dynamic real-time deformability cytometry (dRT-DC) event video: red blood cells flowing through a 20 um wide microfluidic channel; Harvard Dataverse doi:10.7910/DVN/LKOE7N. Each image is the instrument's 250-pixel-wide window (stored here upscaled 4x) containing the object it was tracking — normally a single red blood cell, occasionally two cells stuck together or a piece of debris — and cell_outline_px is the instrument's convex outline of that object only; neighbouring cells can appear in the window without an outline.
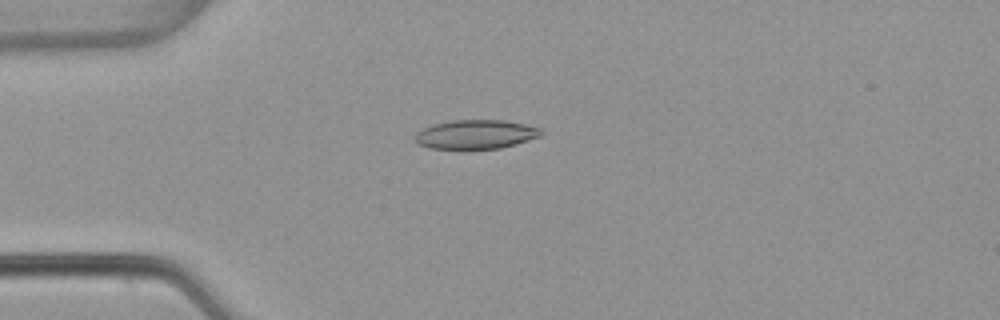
{"species": "common noctule bat (a hibernating species)", "species_latin": "Nyctalus noctula", "temperature_condition": "warm", "stored_images_in_passage": 6, "camera_frame_rate_fps": 3000, "um_per_image_px": 0.085, "animal": {"sex": "female", "body_mass_g": 22.7, "forearm_length_mm": 54.2}, "frame": {"image": 1, "passage_image": 4, "time_ms": 1.0, "image_size_px": [1000, 320], "cell_outline_px": [[544, 132], [540, 136], [516, 144], [500, 148], [428, 148], [420, 144], [412, 136], [416, 132], [432, 124], [452, 120], [504, 120], [524, 124], [540, 128]], "centroid_in_image_um": [40.43, 11.41], "position_along_channel_um": 44.6, "area_um2": 21.21}}
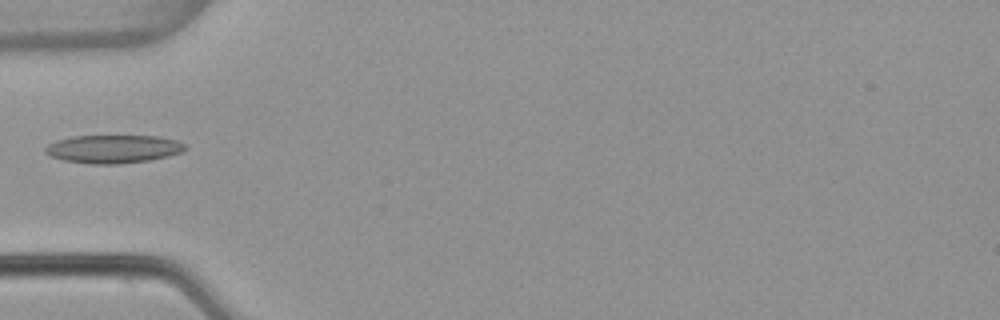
{"frame": {"image": 2, "passage_image": 5, "time_ms": 1.333, "image_size_px": [1000, 320], "cell_outline_px": [[188, 148], [180, 152], [168, 156], [148, 160], [120, 164], [88, 164], [64, 160], [52, 156], [44, 152], [44, 148], [48, 144], [56, 140], [72, 136], [160, 136], [176, 140], [188, 144]], "centroid_in_image_um": [9.64, 12.66], "position_along_channel_um": 75.4, "area_um2": 23.12}}
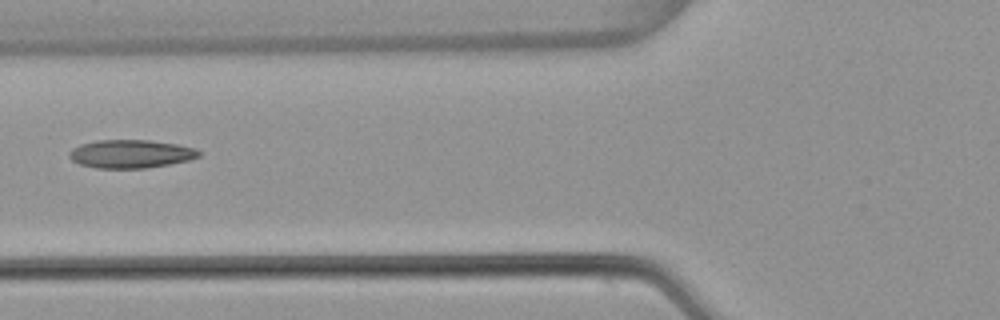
{"frame": {"image": 3, "passage_image": 6, "time_ms": 1.667, "image_size_px": [1000, 320], "cell_outline_px": [[200, 156], [188, 160], [168, 164], [144, 168], [96, 168], [80, 164], [72, 160], [68, 156], [68, 152], [72, 148], [80, 144], [96, 140], [148, 140], [176, 144], [196, 148], [200, 152]], "centroid_in_image_um": [11.08, 13.07], "position_along_channel_um": 114.7, "area_um2": 21.33}}